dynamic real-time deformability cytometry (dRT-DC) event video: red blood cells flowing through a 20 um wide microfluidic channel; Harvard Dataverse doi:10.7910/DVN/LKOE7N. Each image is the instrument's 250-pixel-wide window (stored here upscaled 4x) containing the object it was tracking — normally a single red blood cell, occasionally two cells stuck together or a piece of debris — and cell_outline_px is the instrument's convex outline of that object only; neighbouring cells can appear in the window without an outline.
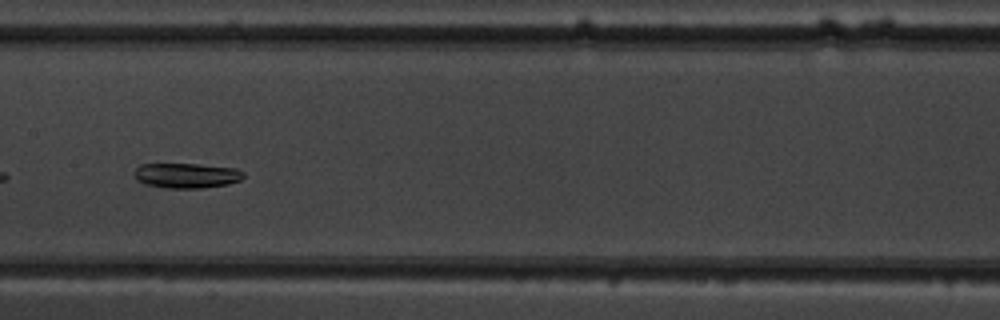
{"species": "common noctule bat (a hibernating species)", "species_latin": "Nyctalus noctula", "temperature_condition": "warm", "stored_images_in_passage": 6, "camera_frame_rate_fps": 3000, "um_per_image_px": 0.085, "animal": {"sex": "male", "body_mass_g": 19.5, "forearm_length_mm": 54.6}, "frame": {"image": 1, "passage_image": 6, "time_ms": 5.667, "image_size_px": [1000, 320], "cell_outline_px": [[244, 176], [240, 180], [228, 184], [200, 188], [168, 188], [144, 184], [136, 180], [132, 172], [140, 164], [196, 164], [236, 168], [244, 172]], "centroid_in_image_um": [15.82, 14.92], "position_along_channel_um": 191.6, "area_um2": 16.01}}